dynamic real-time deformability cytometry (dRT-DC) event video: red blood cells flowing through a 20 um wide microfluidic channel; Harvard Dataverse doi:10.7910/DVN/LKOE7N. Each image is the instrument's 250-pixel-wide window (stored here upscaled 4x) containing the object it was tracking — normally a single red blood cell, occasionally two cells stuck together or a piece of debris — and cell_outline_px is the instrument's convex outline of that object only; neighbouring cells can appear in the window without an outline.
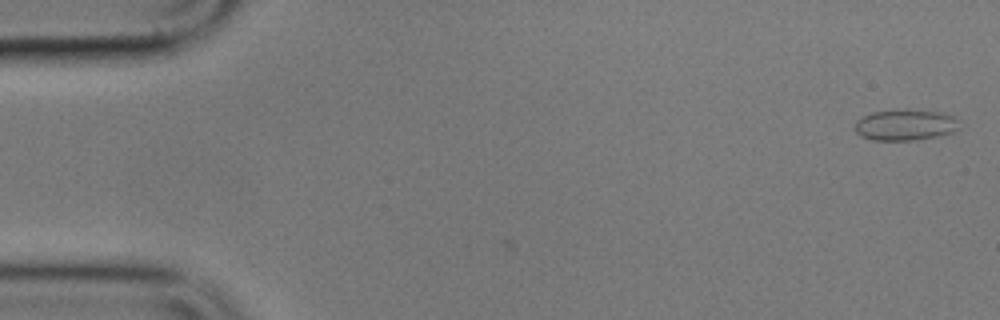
{"species": "common noctule bat (a hibernating species)", "species_latin": "Nyctalus noctula", "temperature_condition": "cold", "stored_images_in_passage": 2, "camera_frame_rate_fps": 3000, "um_per_image_px": 0.085, "animal": {"sex": "male", "body_mass_g": 17.9}, "frame": {"image": 1, "passage_image": 2, "time_ms": 1.0, "image_size_px": [1000, 320], "cell_outline_px": [[960, 128], [952, 132], [936, 136], [916, 140], [872, 140], [860, 136], [852, 128], [856, 120], [872, 112], [904, 108], [944, 112], [956, 116], [960, 120]], "centroid_in_image_um": [76.97, 10.59], "position_along_channel_um": 8.0, "area_um2": 19.54}}